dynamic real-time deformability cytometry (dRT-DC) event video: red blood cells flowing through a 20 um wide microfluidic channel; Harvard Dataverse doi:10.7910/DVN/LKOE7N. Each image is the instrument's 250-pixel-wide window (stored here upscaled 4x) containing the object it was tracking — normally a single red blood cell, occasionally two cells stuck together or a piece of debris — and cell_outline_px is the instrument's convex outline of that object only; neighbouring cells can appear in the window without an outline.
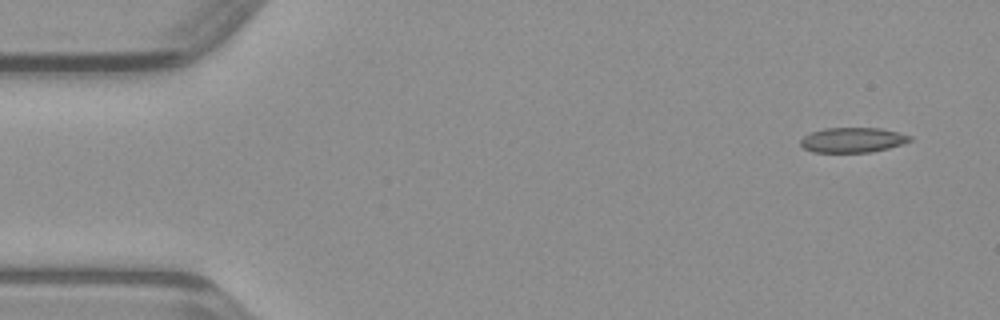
{"species": "common noctule bat (a hibernating species)", "species_latin": "Nyctalus noctula", "temperature_condition": "warm", "stored_images_in_passage": 45, "camera_frame_rate_fps": 3000, "um_per_image_px": 0.085, "animal": {"sex": "male", "body_mass_g": 23.1, "forearm_length_mm": 52.7}, "frame": {"image": 1, "passage_image": 1, "time_ms": 0.0, "image_size_px": [1000, 320], "cell_outline_px": [[912, 140], [888, 148], [872, 152], [812, 152], [804, 148], [800, 144], [800, 140], [804, 136], [812, 132], [824, 128], [880, 128], [912, 136]], "centroid_in_image_um": [72.45, 11.9], "position_along_channel_um": 12.5, "area_um2": 15.78}}
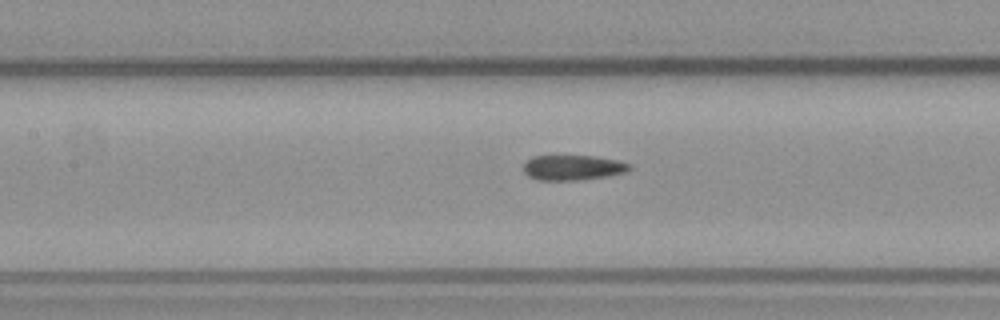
{"frame": {"image": 2, "passage_image": 19, "time_ms": 6.0, "image_size_px": [1000, 320], "cell_outline_px": [[632, 168], [628, 172], [608, 176], [576, 180], [536, 180], [528, 176], [524, 172], [524, 164], [532, 156], [596, 156], [620, 160], [632, 164]], "centroid_in_image_um": [48.75, 14.24], "position_along_channel_um": 158.7, "area_um2": 15.72}}
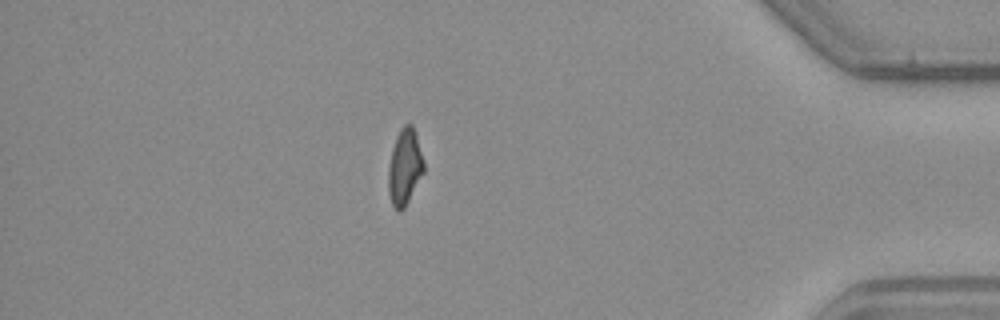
{"frame": {"image": 3, "passage_image": 39, "time_ms": 12.667, "image_size_px": [1000, 320], "cell_outline_px": [[424, 172], [404, 208], [400, 212], [396, 212], [392, 204], [388, 192], [388, 168], [392, 148], [396, 136], [400, 128], [404, 124], [412, 124], [424, 160]], "centroid_in_image_um": [34.38, 14.21], "position_along_channel_um": 400.8, "area_um2": 15.78}}